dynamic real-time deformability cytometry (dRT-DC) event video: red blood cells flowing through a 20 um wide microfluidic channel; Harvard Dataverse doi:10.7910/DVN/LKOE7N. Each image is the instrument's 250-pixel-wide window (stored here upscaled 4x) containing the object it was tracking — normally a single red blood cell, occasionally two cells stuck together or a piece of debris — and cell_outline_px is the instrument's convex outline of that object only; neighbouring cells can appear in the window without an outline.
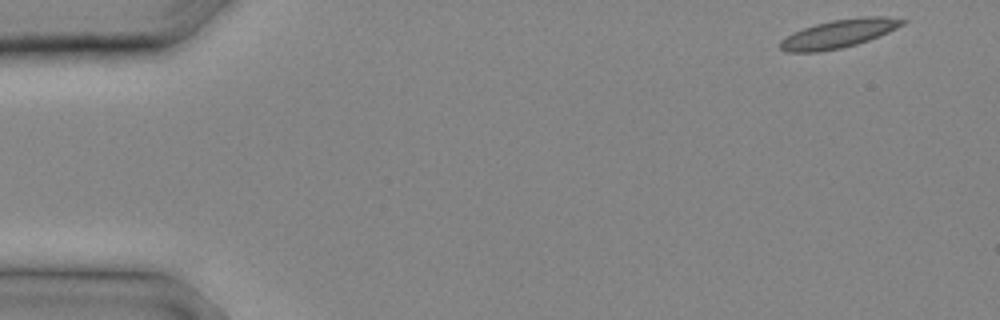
{"species": "common noctule bat (a hibernating species)", "species_latin": "Nyctalus noctula", "temperature_condition": "cold", "stored_images_in_passage": 15, "camera_frame_rate_fps": 3000, "um_per_image_px": 0.085, "animal": {"sex": "male", "body_mass_g": 20.4}, "frame": {"image": 1, "passage_image": 1, "time_ms": 0.0, "image_size_px": [1000, 320], "cell_outline_px": [[908, 20], [904, 24], [880, 36], [856, 44], [840, 48], [820, 52], [788, 52], [780, 48], [780, 40], [804, 28], [816, 24], [832, 20], [860, 16], [888, 16]], "centroid_in_image_um": [71.35, 2.85], "position_along_channel_um": 13.6, "area_um2": 20.06}}
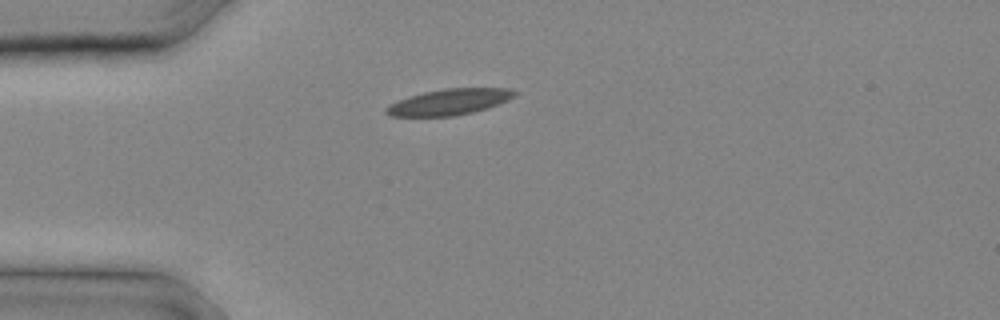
{"frame": {"image": 2, "passage_image": 6, "time_ms": 1.667, "image_size_px": [1000, 320], "cell_outline_px": [[516, 96], [488, 108], [456, 116], [388, 116], [384, 112], [384, 108], [400, 100], [424, 92], [444, 88], [508, 88], [516, 92]], "centroid_in_image_um": [38.2, 8.67], "position_along_channel_um": 46.8, "area_um2": 19.25}}
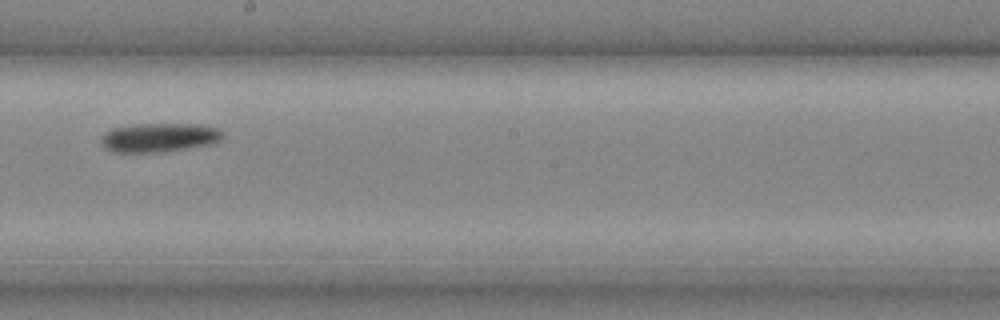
{"frame": {"image": 3, "passage_image": 14, "time_ms": 4.333, "image_size_px": [1000, 320], "cell_outline_px": [[224, 136], [220, 140], [212, 144], [164, 152], [112, 152], [104, 148], [100, 144], [100, 140], [104, 132], [112, 128], [136, 124], [196, 124], [220, 128], [224, 132]], "centroid_in_image_um": [13.53, 11.69], "position_along_channel_um": 234.7, "area_um2": 20.87}}